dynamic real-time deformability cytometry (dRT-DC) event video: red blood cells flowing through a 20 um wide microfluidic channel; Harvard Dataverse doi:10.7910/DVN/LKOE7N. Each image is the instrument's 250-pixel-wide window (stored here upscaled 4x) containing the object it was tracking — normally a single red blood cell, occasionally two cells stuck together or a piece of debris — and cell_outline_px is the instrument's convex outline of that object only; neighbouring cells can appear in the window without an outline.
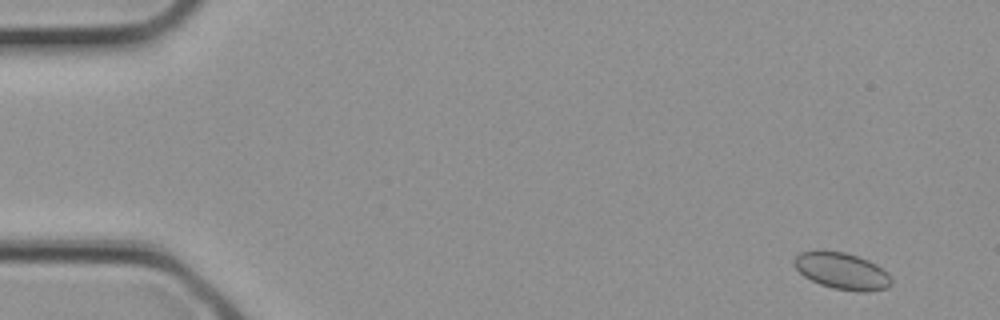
{"species": "common noctule bat (a hibernating species)", "species_latin": "Nyctalus noctula", "temperature_condition": "cold", "stored_images_in_passage": 3, "camera_frame_rate_fps": 3000, "um_per_image_px": 0.085, "animal": {"sex": "female", "body_mass_g": 21.9}, "frame": {"image": 1, "passage_image": 1, "time_ms": 0.0, "image_size_px": [1000, 320], "cell_outline_px": [[892, 284], [888, 288], [864, 292], [860, 292], [832, 288], [820, 284], [804, 276], [792, 264], [792, 260], [800, 252], [844, 252], [868, 260], [876, 264], [888, 272], [892, 280]], "centroid_in_image_um": [71.6, 23.06], "position_along_channel_um": 13.4, "area_um2": 20.58}}
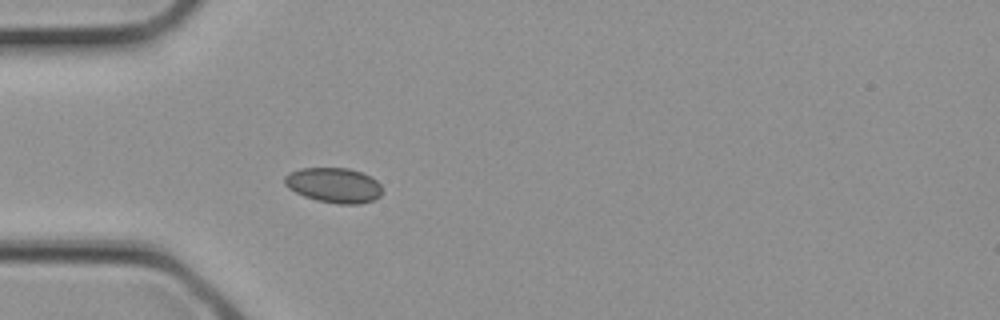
{"frame": {"image": 2, "passage_image": 3, "time_ms": 0.667, "image_size_px": [1000, 320], "cell_outline_px": [[380, 196], [372, 200], [360, 204], [340, 204], [316, 200], [304, 196], [288, 188], [284, 184], [284, 176], [288, 172], [300, 168], [348, 168], [360, 172], [376, 180], [380, 184]], "centroid_in_image_um": [28.33, 15.74], "position_along_channel_um": 56.7, "area_um2": 19.83}}